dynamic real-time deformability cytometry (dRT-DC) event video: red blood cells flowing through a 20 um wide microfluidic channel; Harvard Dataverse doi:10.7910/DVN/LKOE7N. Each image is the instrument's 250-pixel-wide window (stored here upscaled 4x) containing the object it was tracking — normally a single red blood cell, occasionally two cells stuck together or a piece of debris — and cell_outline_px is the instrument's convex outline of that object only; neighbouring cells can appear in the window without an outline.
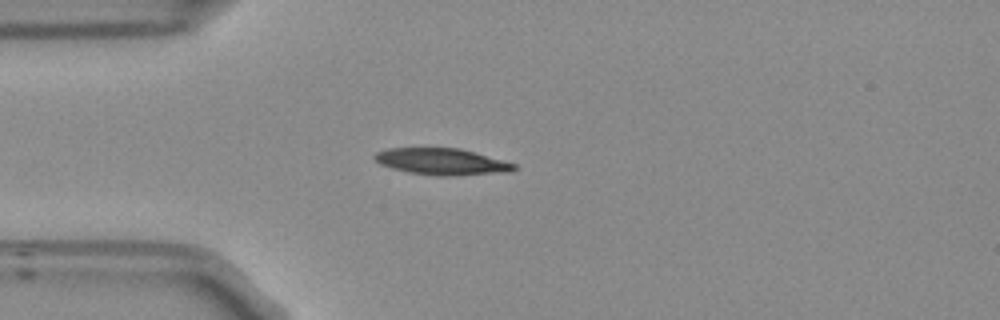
{"species": "Egyptian fruit bat (a non-hibernating species)", "species_latin": "Rousettus aegyptiacus", "temperature_condition": "room temperature", "stored_images_in_passage": 17, "camera_frame_rate_fps": 3000, "um_per_image_px": 0.085, "frame": {"image": 1, "passage_image": 6, "time_ms": 1.667, "image_size_px": [1000, 320], "cell_outline_px": [[516, 168], [508, 172], [452, 176], [440, 176], [408, 172], [392, 168], [380, 164], [372, 156], [376, 152], [388, 148], [460, 148], [516, 164]], "centroid_in_image_um": [37.53, 13.74], "position_along_channel_um": 47.5, "area_um2": 21.44}}